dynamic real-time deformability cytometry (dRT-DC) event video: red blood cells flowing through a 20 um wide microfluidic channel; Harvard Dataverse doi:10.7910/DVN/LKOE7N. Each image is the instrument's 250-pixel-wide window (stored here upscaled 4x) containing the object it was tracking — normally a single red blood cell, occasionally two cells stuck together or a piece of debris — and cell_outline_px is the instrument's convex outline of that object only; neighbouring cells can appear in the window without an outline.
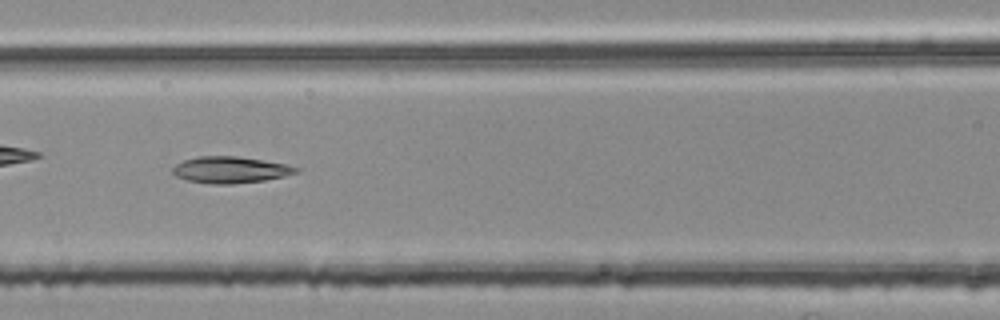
{"species": "common noctule bat (a hibernating species)", "species_latin": "Nyctalus noctula", "temperature_condition": "room temperature", "stored_images_in_passage": 47, "camera_frame_rate_fps": 3000, "um_per_image_px": 0.085, "animal": {"sex": "female", "body_mass_g": 25.1}, "frame": {"image": 1, "passage_image": 21, "time_ms": 6.667, "image_size_px": [1000, 320], "cell_outline_px": [[300, 172], [284, 176], [264, 180], [232, 184], [212, 184], [188, 180], [176, 176], [172, 172], [172, 168], [176, 164], [184, 160], [196, 156], [236, 156], [264, 160], [288, 164], [300, 168]], "centroid_in_image_um": [19.61, 14.43], "position_along_channel_um": 147.0, "area_um2": 19.13}}
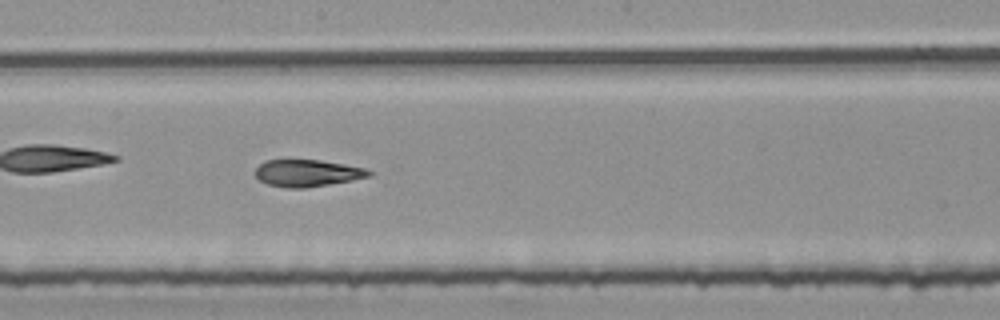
{"frame": {"image": 2, "passage_image": 27, "time_ms": 8.667, "image_size_px": [1000, 320], "cell_outline_px": [[372, 176], [352, 180], [304, 188], [284, 188], [268, 184], [260, 180], [256, 176], [256, 168], [264, 160], [320, 160], [344, 164], [364, 168], [372, 172]], "centroid_in_image_um": [26.12, 14.71], "position_along_channel_um": 222.1, "area_um2": 17.74}}
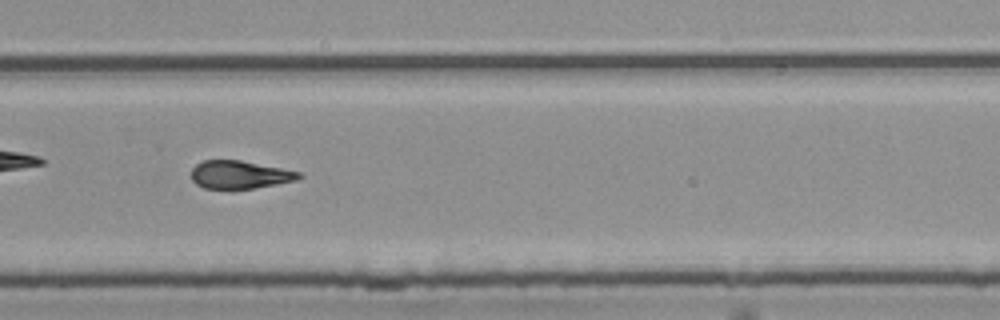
{"frame": {"image": 3, "passage_image": 34, "time_ms": 11.0, "image_size_px": [1000, 320], "cell_outline_px": [[304, 176], [296, 180], [276, 184], [252, 188], [204, 188], [196, 184], [192, 180], [192, 168], [196, 164], [204, 160], [240, 160], [300, 172]], "centroid_in_image_um": [20.36, 14.84], "position_along_channel_um": 309.4, "area_um2": 17.28}, "authors_computed_cell_mechanics": {"area_um2": 19.074, "velocity_mm_per_s": 3.7624, "shape_relaxation_time_tau1_ms": 5.3166, "shape_relaxation_time_tau2_ms": 2.2999, "deformation_change_tau1": 0.1715, "deformation_change_tau2": 0.1082}}